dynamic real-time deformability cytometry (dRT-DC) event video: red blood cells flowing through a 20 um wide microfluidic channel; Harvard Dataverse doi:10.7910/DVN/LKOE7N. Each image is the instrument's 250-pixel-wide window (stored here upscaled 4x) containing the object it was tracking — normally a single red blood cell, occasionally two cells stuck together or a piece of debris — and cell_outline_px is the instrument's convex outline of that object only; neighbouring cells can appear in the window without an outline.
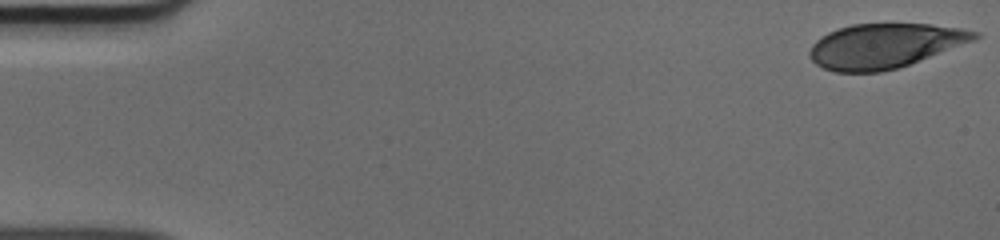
{"species": "human", "species_latin": "Homo sapiens", "temperature_condition": "cold", "stored_images_in_passage": 15, "camera_frame_rate_fps": 3000, "um_per_image_px": 0.085, "donor": {"sex": "male"}, "frame": {"image": 1, "passage_image": 1, "time_ms": 0.0, "image_size_px": [1000, 240], "cell_outline_px": [[980, 36], [976, 40], [900, 68], [880, 72], [832, 72], [816, 64], [808, 56], [808, 52], [812, 44], [820, 36], [828, 32], [852, 24], [932, 24], [960, 28], [980, 32]], "centroid_in_image_um": [75.2, 3.9], "position_along_channel_um": 9.8, "area_um2": 43.18}}
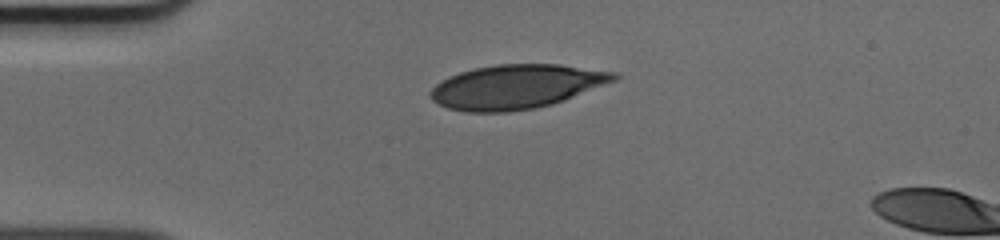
{"frame": {"image": 2, "passage_image": 12, "time_ms": 3.667, "image_size_px": [1000, 240], "cell_outline_px": [[620, 76], [616, 80], [564, 100], [552, 104], [536, 108], [504, 112], [464, 112], [448, 108], [432, 100], [428, 96], [428, 92], [436, 84], [460, 72], [472, 68], [496, 64], [560, 64], [620, 72]], "centroid_in_image_um": [43.91, 7.36], "position_along_channel_um": 41.1, "area_um2": 47.34}}